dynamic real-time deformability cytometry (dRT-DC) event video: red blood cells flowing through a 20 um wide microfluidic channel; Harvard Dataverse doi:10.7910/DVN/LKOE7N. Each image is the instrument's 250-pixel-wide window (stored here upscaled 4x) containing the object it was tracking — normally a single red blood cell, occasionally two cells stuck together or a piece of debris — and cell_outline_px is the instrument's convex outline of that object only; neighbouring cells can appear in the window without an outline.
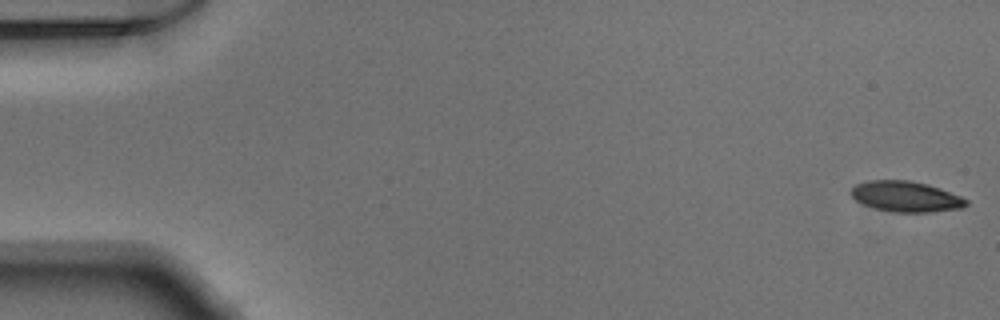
{"species": "Egyptian fruit bat (a non-hibernating species)", "species_latin": "Rousettus aegyptiacus", "temperature_condition": "warm", "stored_images_in_passage": 51, "camera_frame_rate_fps": 3000, "um_per_image_px": 0.085, "animal": {"sex": "male"}, "frame": {"image": 1, "passage_image": 1, "time_ms": 0.0, "image_size_px": [1000, 320], "cell_outline_px": [[968, 204], [964, 208], [932, 212], [896, 212], [876, 208], [864, 204], [856, 200], [848, 192], [856, 184], [868, 180], [908, 180], [928, 184], [940, 188], [960, 196], [968, 200]], "centroid_in_image_um": [77.01, 16.7], "position_along_channel_um": 8.0, "area_um2": 20.58}}
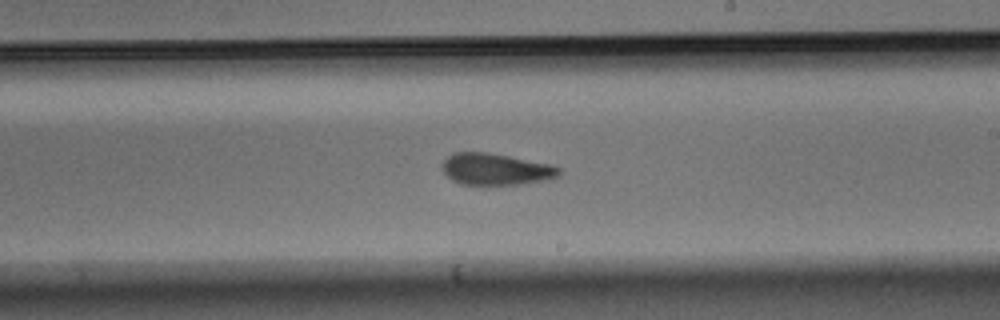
{"frame": {"image": 2, "passage_image": 30, "time_ms": 9.667, "image_size_px": [1000, 320], "cell_outline_px": [[560, 176], [552, 180], [520, 184], [460, 184], [452, 180], [440, 168], [444, 160], [452, 152], [488, 152], [552, 164], [560, 168]], "centroid_in_image_um": [42.17, 14.38], "position_along_channel_um": 246.8, "area_um2": 21.79}}
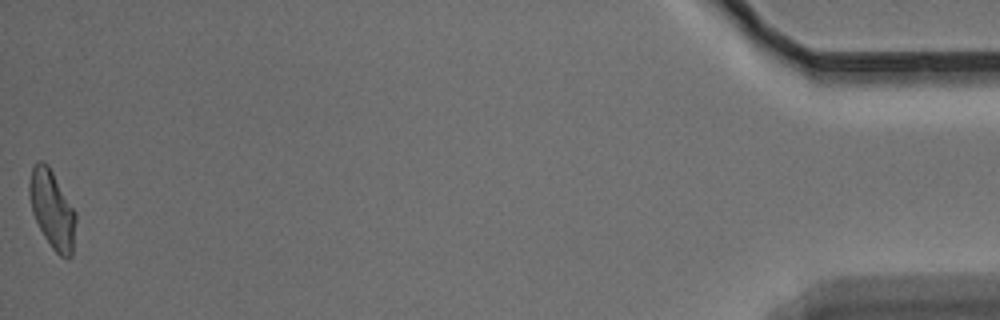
{"frame": {"image": 3, "passage_image": 51, "time_ms": 16.667, "image_size_px": [1000, 320], "cell_outline_px": [[76, 220], [72, 256], [68, 260], [60, 256], [52, 248], [44, 236], [32, 212], [28, 192], [28, 184], [32, 168], [36, 160], [44, 160], [48, 164], [76, 212]], "centroid_in_image_um": [4.43, 17.79], "position_along_channel_um": 430.8, "area_um2": 21.27}}